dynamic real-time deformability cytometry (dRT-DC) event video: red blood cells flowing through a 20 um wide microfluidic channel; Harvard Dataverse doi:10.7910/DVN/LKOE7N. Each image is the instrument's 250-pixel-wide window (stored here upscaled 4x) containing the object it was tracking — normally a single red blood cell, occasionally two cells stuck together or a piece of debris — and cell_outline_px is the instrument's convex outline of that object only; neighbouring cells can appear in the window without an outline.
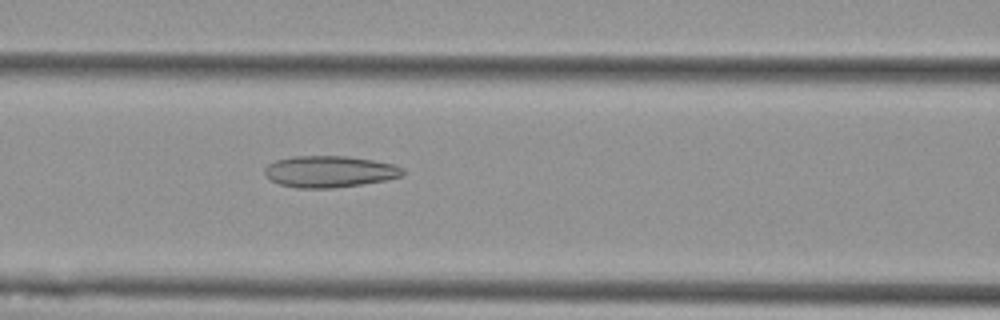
{"species": "Egyptian fruit bat (a non-hibernating species)", "species_latin": "Rousettus aegyptiacus", "temperature_condition": "cold", "stored_images_in_passage": 38, "camera_frame_rate_fps": 3000, "um_per_image_px": 0.085, "animal": {"sex": "female"}, "frame": {"image": 1, "passage_image": 8, "time_ms": 2.333, "image_size_px": [1000, 320], "cell_outline_px": [[404, 176], [388, 180], [332, 188], [296, 188], [280, 184], [272, 180], [264, 172], [264, 168], [268, 164], [276, 160], [292, 156], [348, 156], [396, 164], [404, 168]], "centroid_in_image_um": [28.06, 14.58], "position_along_channel_um": 138.5, "area_um2": 25.49}}
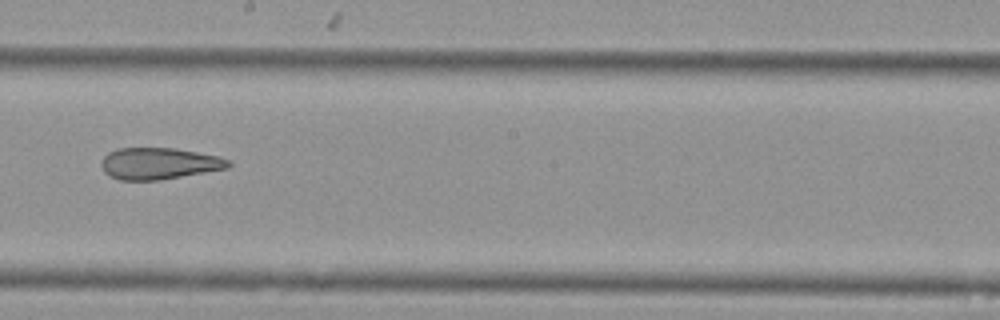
{"frame": {"image": 2, "passage_image": 16, "time_ms": 5.0, "image_size_px": [1000, 320], "cell_outline_px": [[232, 164], [228, 168], [160, 180], [120, 180], [108, 176], [104, 172], [100, 164], [104, 156], [108, 152], [116, 148], [176, 148], [220, 156], [228, 160]], "centroid_in_image_um": [13.5, 13.89], "position_along_channel_um": 234.7, "area_um2": 23.58}}
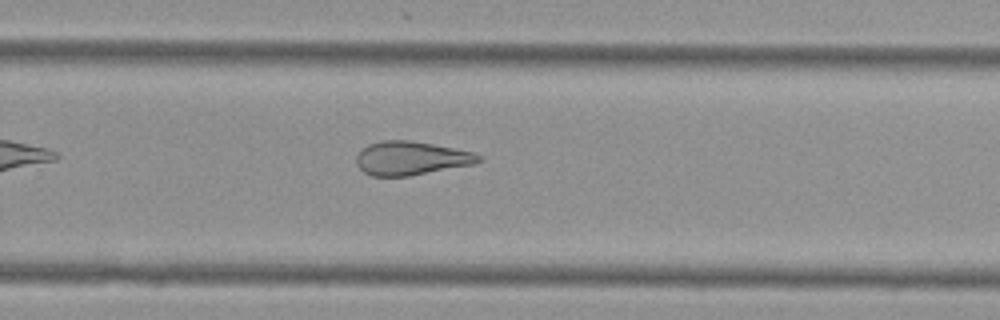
{"frame": {"image": 3, "passage_image": 21, "time_ms": 6.667, "image_size_px": [1000, 320], "cell_outline_px": [[484, 160], [476, 164], [408, 176], [372, 176], [364, 172], [356, 164], [356, 156], [368, 144], [384, 140], [408, 140], [432, 144], [472, 152], [480, 156]], "centroid_in_image_um": [34.95, 13.46], "position_along_channel_um": 294.9, "area_um2": 23.87}}